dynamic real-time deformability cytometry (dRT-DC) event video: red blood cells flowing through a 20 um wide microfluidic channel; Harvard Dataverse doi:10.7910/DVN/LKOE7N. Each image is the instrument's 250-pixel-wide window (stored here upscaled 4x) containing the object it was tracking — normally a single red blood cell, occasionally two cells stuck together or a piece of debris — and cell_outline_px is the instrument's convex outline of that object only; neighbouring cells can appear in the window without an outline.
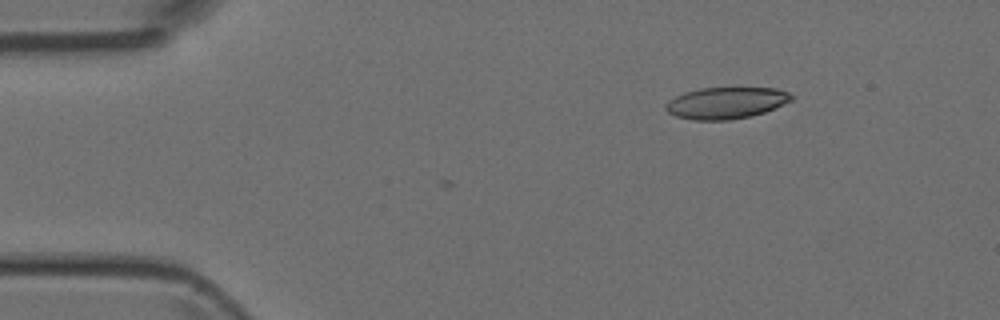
{"species": "Egyptian fruit bat (a non-hibernating species)", "species_latin": "Rousettus aegyptiacus", "temperature_condition": "room temperature", "stored_images_in_passage": 5, "camera_frame_rate_fps": 3000, "um_per_image_px": 0.085, "animal": {"sex": "female"}, "frame": {"image": 1, "passage_image": 2, "time_ms": 1.333, "image_size_px": [1000, 320], "cell_outline_px": [[796, 96], [792, 100], [764, 112], [748, 116], [728, 120], [696, 120], [676, 116], [668, 112], [664, 108], [664, 104], [668, 100], [684, 92], [700, 88], [776, 88], [788, 92]], "centroid_in_image_um": [61.7, 8.74], "position_along_channel_um": 23.3, "area_um2": 23.06}}